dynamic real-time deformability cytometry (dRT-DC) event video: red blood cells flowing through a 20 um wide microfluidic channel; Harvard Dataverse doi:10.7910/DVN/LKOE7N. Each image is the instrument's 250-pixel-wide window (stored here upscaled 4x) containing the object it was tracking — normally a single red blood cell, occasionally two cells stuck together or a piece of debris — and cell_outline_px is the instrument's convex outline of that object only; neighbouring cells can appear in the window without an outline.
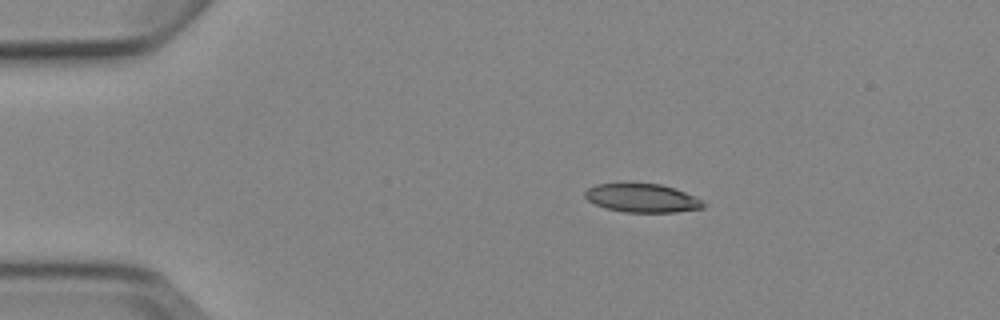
{"species": "Egyptian fruit bat (a non-hibernating species)", "species_latin": "Rousettus aegyptiacus", "temperature_condition": "cold", "stored_images_in_passage": 6, "camera_frame_rate_fps": 3000, "um_per_image_px": 0.085, "animal": {"sex": "female"}, "frame": {"image": 1, "passage_image": 2, "time_ms": 2.0, "image_size_px": [1000, 320], "cell_outline_px": [[708, 204], [704, 208], [676, 212], [624, 212], [604, 208], [588, 200], [584, 196], [584, 192], [588, 188], [596, 184], [624, 180], [632, 180], [660, 184], [676, 188], [696, 196], [704, 200]], "centroid_in_image_um": [54.59, 16.78], "position_along_channel_um": 30.4, "area_um2": 20.92}}
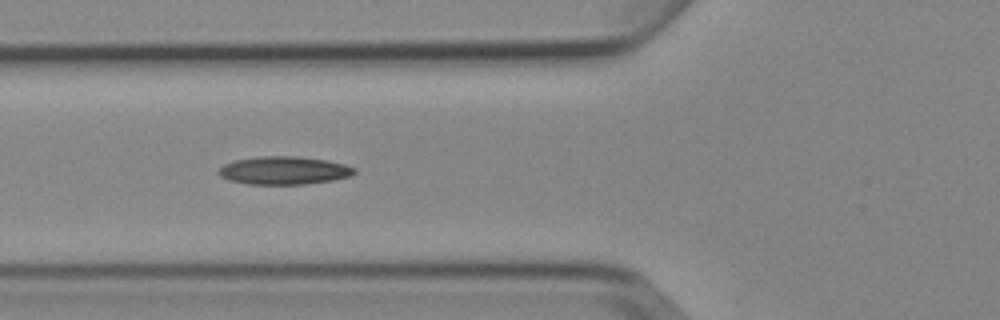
{"frame": {"image": 2, "passage_image": 5, "time_ms": 5.333, "image_size_px": [1000, 320], "cell_outline_px": [[356, 172], [352, 176], [332, 180], [304, 184], [248, 184], [228, 180], [220, 176], [216, 172], [224, 164], [236, 160], [260, 156], [296, 156], [324, 160], [344, 164], [356, 168]], "centroid_in_image_um": [24.13, 14.49], "position_along_channel_um": 101.7, "area_um2": 22.14}}
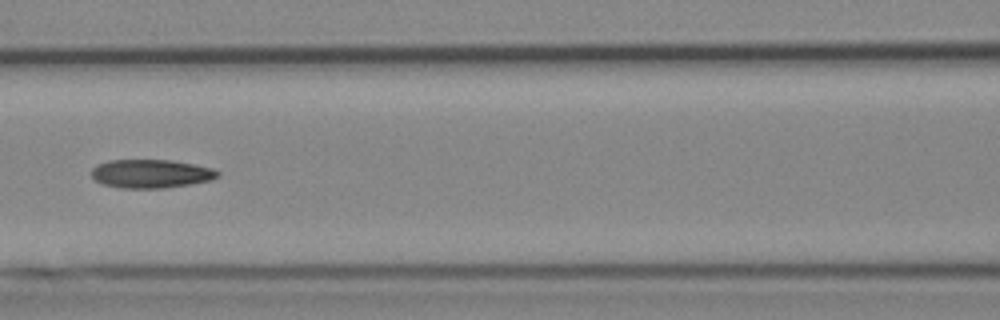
{"frame": {"image": 3, "passage_image": 6, "time_ms": 6.667, "image_size_px": [1000, 320], "cell_outline_px": [[220, 176], [212, 180], [164, 188], [120, 188], [100, 184], [92, 176], [92, 168], [96, 164], [108, 160], [172, 160], [212, 168], [220, 172]], "centroid_in_image_um": [12.81, 14.76], "position_along_channel_um": 153.8, "area_um2": 21.1}}